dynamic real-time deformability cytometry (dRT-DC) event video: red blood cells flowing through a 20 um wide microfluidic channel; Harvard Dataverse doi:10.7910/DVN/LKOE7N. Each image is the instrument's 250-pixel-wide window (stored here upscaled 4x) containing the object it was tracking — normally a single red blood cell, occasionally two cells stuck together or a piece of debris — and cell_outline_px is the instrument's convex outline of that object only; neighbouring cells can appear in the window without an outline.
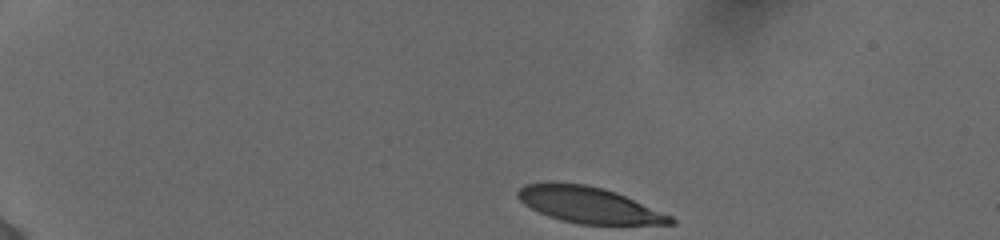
{"species": "human", "species_latin": "Homo sapiens", "temperature_condition": "cold", "stored_images_in_passage": 44, "camera_frame_rate_fps": 3000, "um_per_image_px": 0.085, "donor": {"sex": "female"}, "frame": {"image": 1, "passage_image": 1, "time_ms": 0.0, "image_size_px": [1000, 240], "cell_outline_px": [[676, 224], [580, 224], [560, 220], [548, 216], [524, 204], [516, 196], [516, 192], [524, 184], [548, 180], [552, 180], [584, 184], [604, 188], [616, 192], [672, 216], [676, 220]], "centroid_in_image_um": [49.99, 17.38], "position_along_channel_um": 35.0, "area_um2": 32.43}}
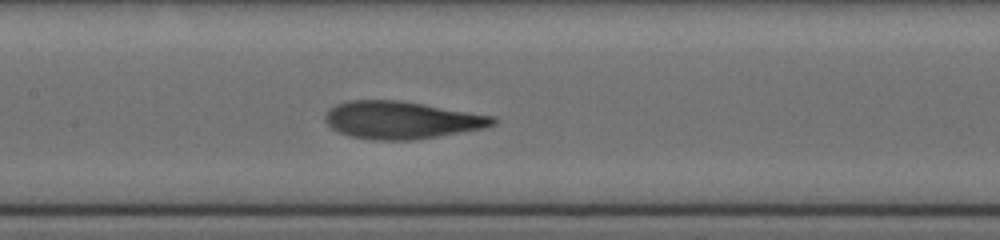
{"frame": {"image": 2, "passage_image": 19, "time_ms": 6.0, "image_size_px": [1000, 240], "cell_outline_px": [[500, 120], [496, 124], [484, 128], [412, 140], [376, 140], [348, 136], [332, 128], [324, 120], [324, 116], [328, 108], [336, 104], [348, 100], [400, 100], [496, 116]], "centroid_in_image_um": [34.13, 10.19], "position_along_channel_um": 173.3, "area_um2": 36.82}}
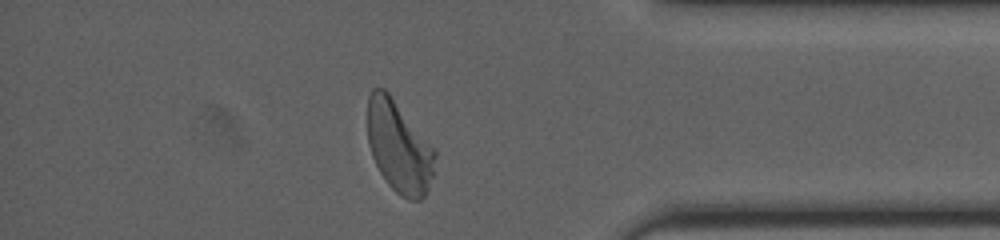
{"frame": {"image": 3, "passage_image": 38, "time_ms": 12.333, "image_size_px": [1000, 240], "cell_outline_px": [[436, 156], [432, 176], [428, 188], [424, 196], [420, 200], [408, 200], [400, 196], [388, 184], [380, 172], [372, 156], [368, 144], [368, 96], [372, 88], [384, 88], [388, 92], [436, 148]], "centroid_in_image_um": [33.92, 12.48], "position_along_channel_um": 401.3, "area_um2": 36.18}, "authors_computed_cell_mechanics": {"area_um2": 35.836, "velocity_mm_per_s": 3.8534, "shape_relaxation_time_tau1_ms": 3.5109, "shape_relaxation_time_tau2_ms": 1.036, "deformation_change_tau1": 0.188, "deformation_change_tau2": 0.0802}}